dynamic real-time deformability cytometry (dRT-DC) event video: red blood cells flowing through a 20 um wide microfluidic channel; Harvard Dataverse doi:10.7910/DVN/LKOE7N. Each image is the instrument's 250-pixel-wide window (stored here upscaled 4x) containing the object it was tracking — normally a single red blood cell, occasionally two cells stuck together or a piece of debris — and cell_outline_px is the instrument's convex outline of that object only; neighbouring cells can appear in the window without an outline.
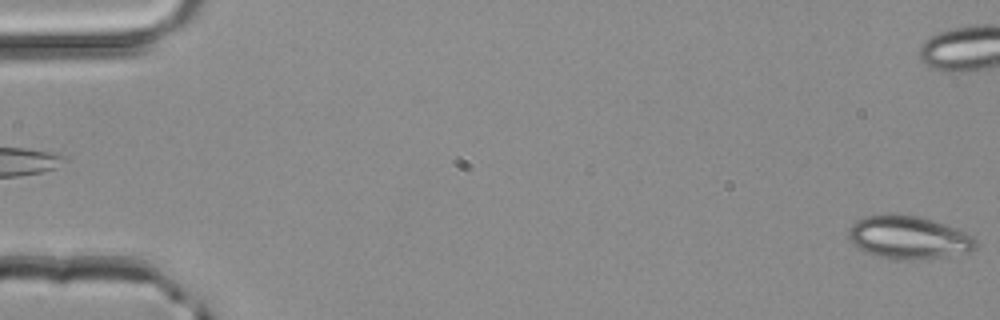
{"species": "common noctule bat (a hibernating species)", "species_latin": "Nyctalus noctula", "temperature_condition": "room temperature", "stored_images_in_passage": 4, "segment_of_instrument_passage": [2, 2], "camera_frame_rate_fps": 3000, "um_per_image_px": 0.085, "animal": {"sex": "male", "body_mass_g": 20.4}, "frame": {"image": 1, "passage_image": 4, "time_ms": 1.0, "image_size_px": [1000, 320], "cell_outline_px": [[976, 248], [968, 252], [948, 256], [912, 260], [904, 260], [876, 256], [864, 252], [852, 244], [848, 236], [848, 228], [856, 220], [864, 216], [920, 216], [956, 228], [972, 236], [976, 240]], "centroid_in_image_um": [77.21, 20.21], "position_along_channel_um": 7.8, "area_um2": 31.56}}